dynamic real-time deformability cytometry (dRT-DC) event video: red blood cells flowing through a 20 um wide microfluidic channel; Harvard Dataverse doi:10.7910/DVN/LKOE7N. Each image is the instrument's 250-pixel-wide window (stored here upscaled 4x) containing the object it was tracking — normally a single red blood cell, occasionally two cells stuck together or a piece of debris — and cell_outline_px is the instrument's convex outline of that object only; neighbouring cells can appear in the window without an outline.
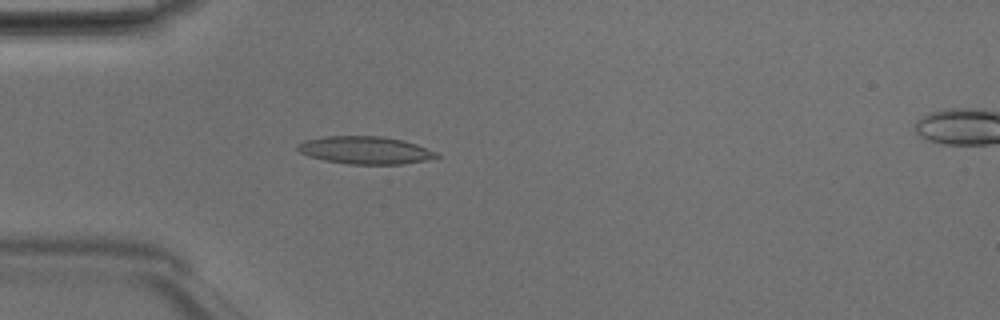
{"species": "Egyptian fruit bat (a non-hibernating species)", "species_latin": "Rousettus aegyptiacus", "temperature_condition": "room temperature", "stored_images_in_passage": 48, "camera_frame_rate_fps": 3000, "um_per_image_px": 0.085, "animal": {"sex": "male"}, "frame": {"image": 1, "passage_image": 14, "time_ms": 4.333, "image_size_px": [1000, 320], "cell_outline_px": [[440, 156], [428, 160], [404, 164], [348, 164], [324, 160], [308, 156], [300, 152], [296, 148], [296, 144], [304, 140], [324, 136], [380, 136], [404, 140], [440, 152]], "centroid_in_image_um": [31.07, 12.76], "position_along_channel_um": 53.9, "area_um2": 22.66}}
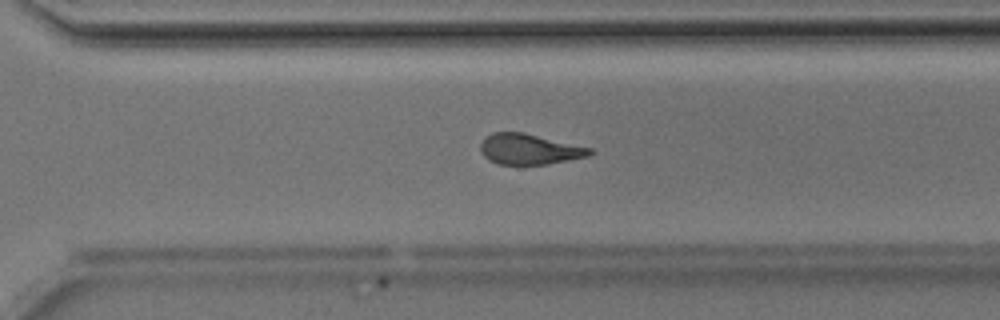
{"frame": {"image": 2, "passage_image": 34, "time_ms": 11.0, "image_size_px": [1000, 320], "cell_outline_px": [[592, 152], [588, 156], [548, 164], [496, 164], [488, 160], [480, 152], [480, 144], [484, 136], [492, 132], [524, 132], [592, 148]], "centroid_in_image_um": [44.94, 12.67], "position_along_channel_um": 325.7, "area_um2": 19.59}}
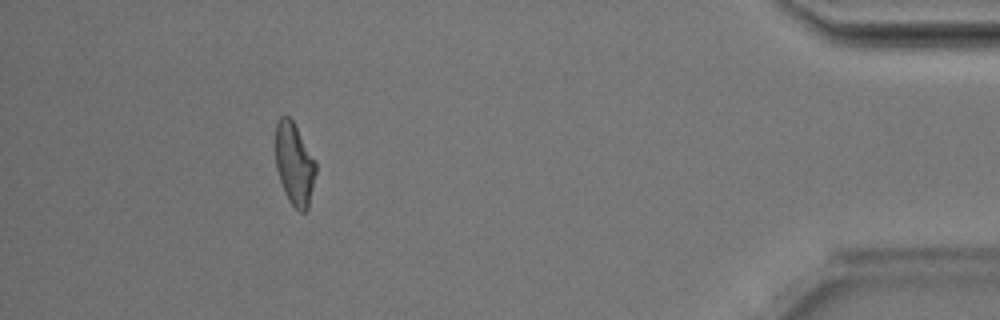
{"frame": {"image": 3, "passage_image": 44, "time_ms": 14.333, "image_size_px": [1000, 320], "cell_outline_px": [[316, 172], [308, 208], [304, 212], [300, 212], [288, 200], [284, 192], [276, 168], [276, 124], [280, 116], [288, 116], [292, 120], [316, 160]], "centroid_in_image_um": [25.03, 13.94], "position_along_channel_um": 410.2, "area_um2": 19.25}, "authors_computed_cell_mechanics": {"area_um2": 20.7791, "velocity_mm_per_s": 4.1967, "shape_relaxation_time_tau1_ms": 3.7613, "shape_relaxation_time_tau2_ms": 1.8965, "deformation_change_tau1": 0.1741, "deformation_change_tau2": 0.1215}}